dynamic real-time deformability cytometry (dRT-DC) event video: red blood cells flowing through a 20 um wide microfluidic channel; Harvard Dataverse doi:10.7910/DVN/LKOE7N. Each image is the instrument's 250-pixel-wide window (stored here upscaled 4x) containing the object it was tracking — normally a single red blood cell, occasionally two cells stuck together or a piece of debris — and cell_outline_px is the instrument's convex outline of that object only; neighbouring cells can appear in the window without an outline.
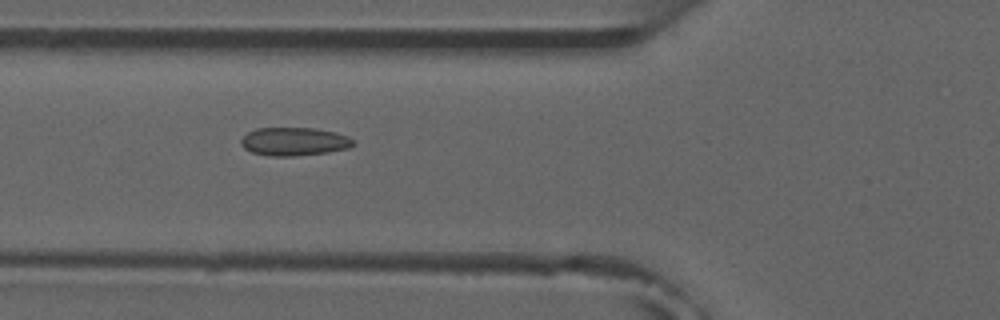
{"species": "common noctule bat (a hibernating species)", "species_latin": "Nyctalus noctula", "temperature_condition": "room temperature", "stored_images_in_passage": 7, "camera_frame_rate_fps": 3000, "um_per_image_px": 0.085, "animal": {"sex": "male", "forearm_length_mm": 52.5}, "frame": {"image": 1, "passage_image": 6, "time_ms": 6.0, "image_size_px": [1000, 320], "cell_outline_px": [[356, 144], [348, 148], [328, 152], [292, 156], [272, 156], [252, 152], [244, 148], [240, 144], [240, 140], [248, 132], [256, 128], [312, 128], [336, 132], [348, 136]], "centroid_in_image_um": [25.0, 12.02], "position_along_channel_um": 100.8, "area_um2": 18.44}}
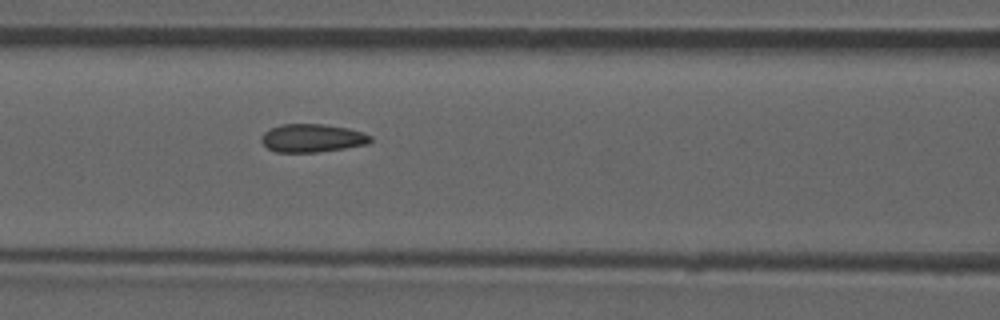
{"frame": {"image": 2, "passage_image": 7, "time_ms": 7.0, "image_size_px": [1000, 320], "cell_outline_px": [[372, 140], [368, 144], [344, 148], [316, 152], [276, 152], [268, 148], [260, 140], [260, 136], [264, 132], [280, 124], [324, 124], [348, 128], [372, 136]], "centroid_in_image_um": [26.52, 11.73], "position_along_channel_um": 140.1, "area_um2": 17.86}}